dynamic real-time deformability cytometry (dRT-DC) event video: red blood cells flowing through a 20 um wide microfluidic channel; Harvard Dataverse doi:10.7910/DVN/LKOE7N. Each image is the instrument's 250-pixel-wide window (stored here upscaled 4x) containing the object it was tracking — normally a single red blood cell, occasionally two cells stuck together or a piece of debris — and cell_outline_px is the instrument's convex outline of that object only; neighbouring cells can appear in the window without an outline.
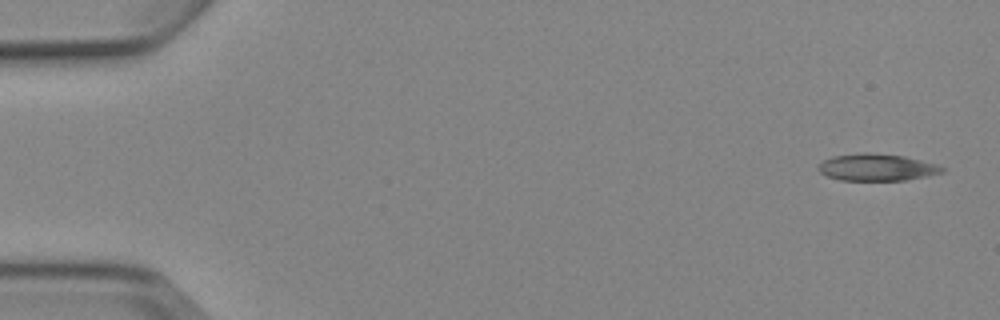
{"species": "Egyptian fruit bat (a non-hibernating species)", "species_latin": "Rousettus aegyptiacus", "temperature_condition": "cold", "stored_images_in_passage": 5, "camera_frame_rate_fps": 3000, "um_per_image_px": 0.085, "animal": {"sex": "female"}, "frame": {"image": 1, "passage_image": 1, "time_ms": 0.0, "image_size_px": [1000, 320], "cell_outline_px": [[944, 172], [928, 176], [904, 180], [840, 180], [828, 176], [820, 172], [816, 168], [824, 160], [832, 156], [864, 152], [904, 156], [936, 164], [944, 168]], "centroid_in_image_um": [74.52, 14.22], "position_along_channel_um": 10.5, "area_um2": 19.31}}
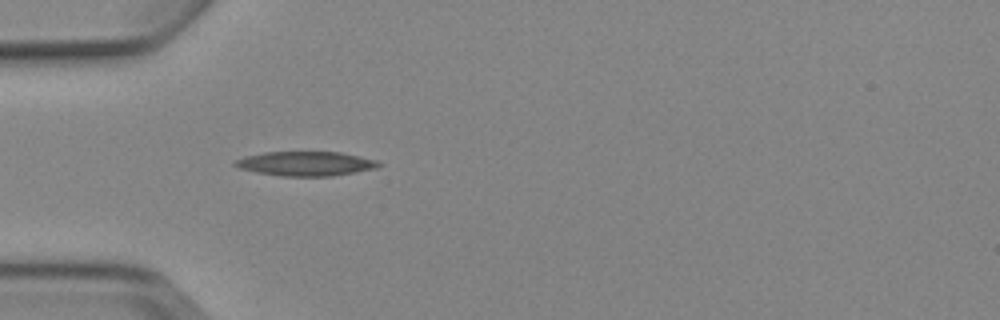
{"frame": {"image": 2, "passage_image": 5, "time_ms": 4.667, "image_size_px": [1000, 320], "cell_outline_px": [[384, 164], [376, 168], [356, 172], [332, 176], [284, 176], [256, 172], [240, 168], [232, 164], [236, 160], [244, 156], [264, 152], [340, 152], [380, 160]], "centroid_in_image_um": [26.04, 13.9], "position_along_channel_um": 59.0, "area_um2": 20.52}}